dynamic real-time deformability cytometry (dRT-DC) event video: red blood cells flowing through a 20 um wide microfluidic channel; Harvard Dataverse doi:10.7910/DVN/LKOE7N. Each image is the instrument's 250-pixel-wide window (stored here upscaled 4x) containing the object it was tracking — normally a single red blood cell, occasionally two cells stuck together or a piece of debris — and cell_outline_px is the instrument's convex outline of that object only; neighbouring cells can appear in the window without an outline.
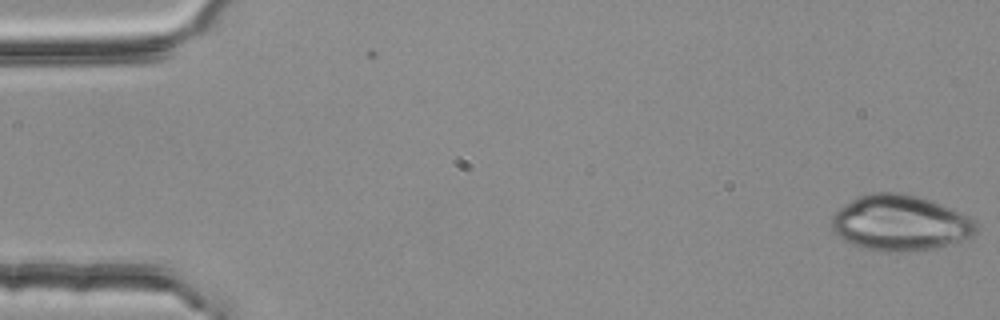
{"species": "common noctule bat (a hibernating species)", "species_latin": "Nyctalus noctula", "temperature_condition": "room temperature", "stored_images_in_passage": 4, "camera_frame_rate_fps": 3000, "um_per_image_px": 0.085, "animal": {"sex": "female", "body_mass_g": 25.1}, "frame": {"image": 1, "passage_image": 1, "time_ms": 0.0, "image_size_px": [1000, 320], "cell_outline_px": [[976, 232], [972, 236], [936, 248], [908, 252], [884, 252], [852, 244], [844, 240], [832, 228], [832, 216], [840, 208], [852, 200], [860, 196], [872, 192], [900, 192], [916, 196], [940, 204], [960, 212], [968, 216], [976, 224]], "centroid_in_image_um": [76.51, 18.96], "position_along_channel_um": 8.5, "area_um2": 46.3}}